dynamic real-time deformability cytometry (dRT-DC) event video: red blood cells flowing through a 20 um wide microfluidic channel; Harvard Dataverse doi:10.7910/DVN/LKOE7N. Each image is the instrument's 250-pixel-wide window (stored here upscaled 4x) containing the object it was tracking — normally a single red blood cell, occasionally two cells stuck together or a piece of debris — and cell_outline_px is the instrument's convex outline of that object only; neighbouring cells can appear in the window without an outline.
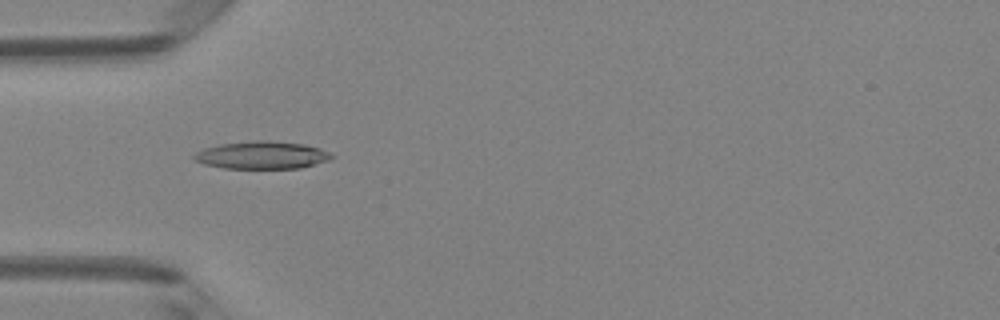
{"species": "Egyptian fruit bat (a non-hibernating species)", "species_latin": "Rousettus aegyptiacus", "temperature_condition": "room temperature", "stored_images_in_passage": 4, "camera_frame_rate_fps": 3000, "um_per_image_px": 0.085, "animal": {"sex": "female"}, "frame": {"image": 1, "passage_image": 1, "time_ms": 0.0, "image_size_px": [1000, 320], "cell_outline_px": [[332, 156], [328, 160], [300, 168], [224, 168], [204, 164], [196, 160], [192, 156], [196, 152], [204, 148], [220, 144], [256, 140], [268, 140], [304, 144], [320, 148], [328, 152]], "centroid_in_image_um": [22.23, 13.18], "position_along_channel_um": 62.8, "area_um2": 21.91}}
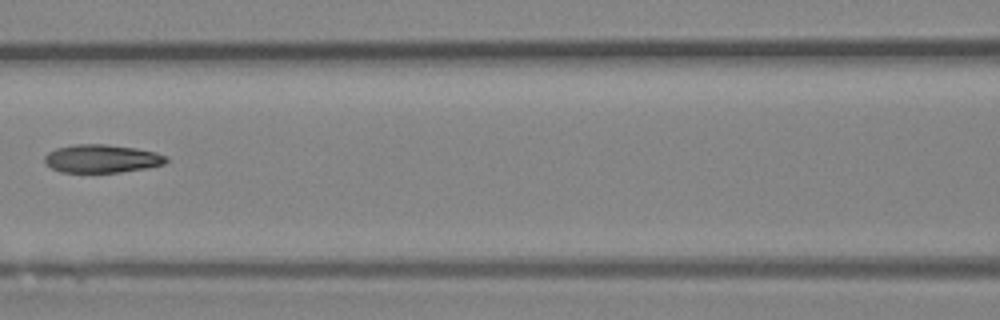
{"frame": {"image": 2, "passage_image": 3, "time_ms": 0.667, "image_size_px": [1000, 320], "cell_outline_px": [[168, 160], [164, 164], [148, 168], [120, 172], [60, 172], [52, 168], [44, 160], [44, 156], [48, 152], [56, 148], [76, 144], [104, 144], [136, 148], [156, 152], [168, 156]], "centroid_in_image_um": [8.68, 13.48], "position_along_channel_um": 157.9, "area_um2": 20.0}}
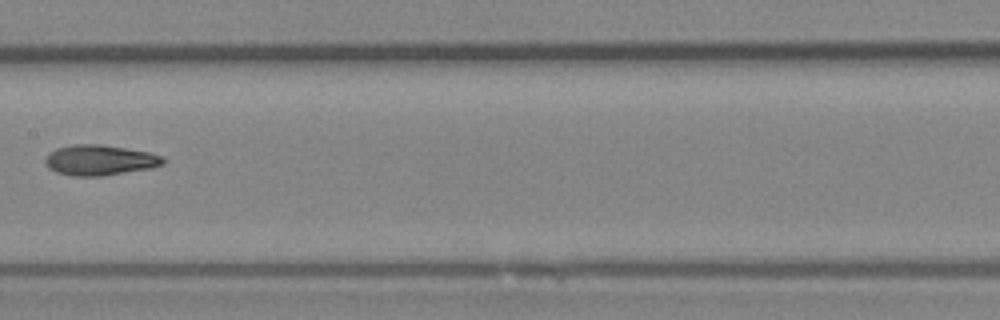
{"frame": {"image": 3, "passage_image": 4, "time_ms": 1.0, "image_size_px": [1000, 320], "cell_outline_px": [[168, 160], [164, 164], [152, 168], [100, 176], [72, 176], [56, 172], [48, 168], [44, 164], [44, 160], [56, 148], [72, 144], [100, 144], [148, 152], [160, 156]], "centroid_in_image_um": [8.47, 13.61], "position_along_channel_um": 198.9, "area_um2": 20.87}}